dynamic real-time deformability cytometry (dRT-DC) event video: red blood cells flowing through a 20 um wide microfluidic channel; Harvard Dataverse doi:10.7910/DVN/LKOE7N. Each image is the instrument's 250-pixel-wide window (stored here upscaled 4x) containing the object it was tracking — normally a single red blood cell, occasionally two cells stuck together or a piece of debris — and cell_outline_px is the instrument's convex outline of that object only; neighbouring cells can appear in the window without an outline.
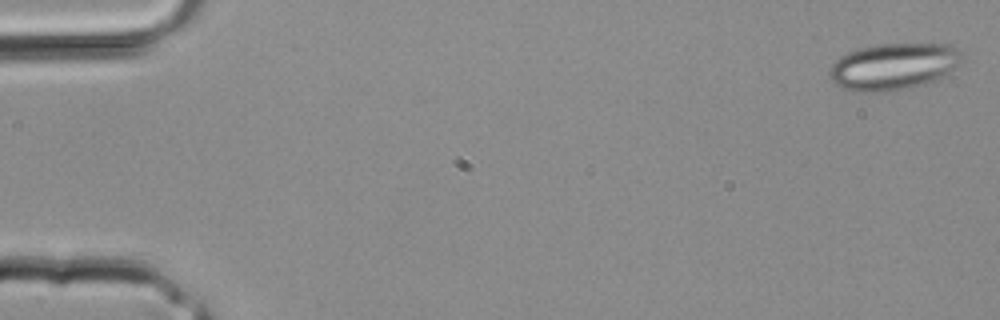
{"species": "common noctule bat (a hibernating species)", "species_latin": "Nyctalus noctula", "temperature_condition": "room temperature", "stored_images_in_passage": 35, "camera_frame_rate_fps": 3000, "um_per_image_px": 0.085, "animal": {"sex": "male", "body_mass_g": 20.4}, "frame": {"image": 1, "passage_image": 1, "time_ms": 0.0, "image_size_px": [1000, 320], "cell_outline_px": [[964, 52], [956, 64], [940, 80], [908, 88], [888, 92], [856, 92], [840, 88], [828, 76], [828, 72], [832, 64], [840, 56], [848, 52], [860, 48], [876, 44], [948, 44], [960, 48]], "centroid_in_image_um": [75.92, 5.66], "position_along_channel_um": 9.1, "area_um2": 36.36}}
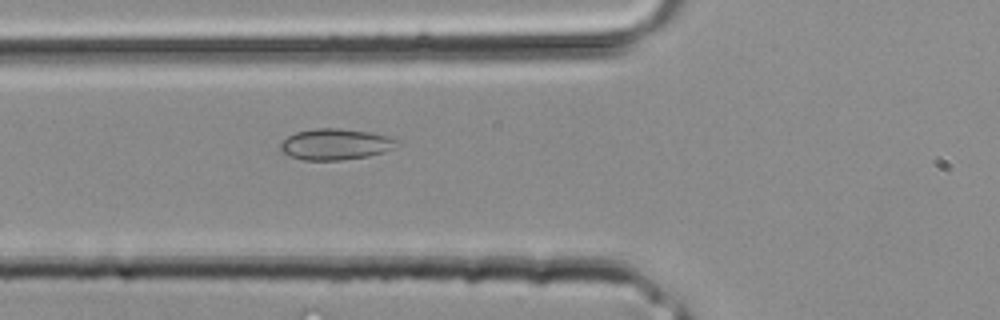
{"frame": {"image": 2, "passage_image": 13, "time_ms": 4.0, "image_size_px": [1000, 320], "cell_outline_px": [[400, 140], [392, 148], [384, 152], [368, 156], [340, 160], [304, 160], [288, 156], [280, 148], [280, 144], [288, 136], [296, 132], [316, 128], [340, 128], [368, 132], [388, 136]], "centroid_in_image_um": [28.5, 12.26], "position_along_channel_um": 97.3, "area_um2": 20.98}}
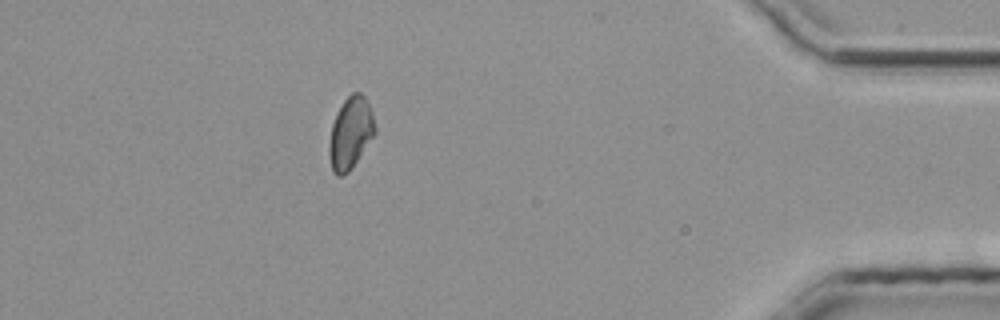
{"frame": {"image": 3, "passage_image": 31, "time_ms": 10.0, "image_size_px": [1000, 320], "cell_outline_px": [[376, 132], [352, 168], [344, 176], [336, 176], [332, 172], [328, 152], [328, 144], [332, 124], [336, 112], [344, 100], [352, 92], [360, 92], [364, 96], [372, 112], [376, 128]], "centroid_in_image_um": [29.77, 11.33], "position_along_channel_um": 405.4, "area_um2": 19.36}}